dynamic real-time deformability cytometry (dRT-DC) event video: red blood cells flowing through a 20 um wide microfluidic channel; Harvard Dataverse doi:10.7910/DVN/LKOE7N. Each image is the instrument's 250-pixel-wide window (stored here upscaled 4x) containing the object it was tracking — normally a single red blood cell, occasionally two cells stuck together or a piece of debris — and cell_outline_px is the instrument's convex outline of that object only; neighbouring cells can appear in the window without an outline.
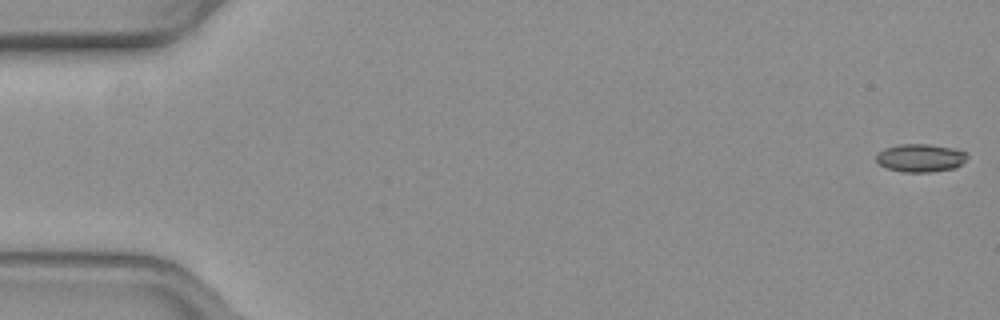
{"species": "common noctule bat (a hibernating species)", "species_latin": "Nyctalus noctula", "temperature_condition": "warm", "stored_images_in_passage": 53, "camera_frame_rate_fps": 3000, "um_per_image_px": 0.085, "animal": {"sex": "female", "body_mass_g": 19.3, "forearm_length_mm": 54.1}, "frame": {"image": 1, "passage_image": 1, "time_ms": 0.0, "image_size_px": [1000, 320], "cell_outline_px": [[968, 156], [956, 168], [928, 172], [904, 172], [888, 168], [880, 164], [876, 160], [876, 156], [884, 148], [900, 144], [928, 144], [952, 148], [964, 152]], "centroid_in_image_um": [78.22, 13.42], "position_along_channel_um": 6.8, "area_um2": 14.62}}
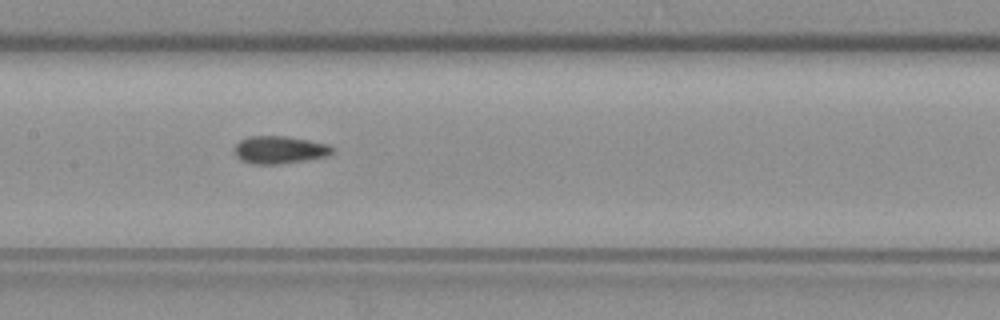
{"frame": {"image": 2, "passage_image": 27, "time_ms": 8.667, "image_size_px": [1000, 320], "cell_outline_px": [[336, 148], [328, 156], [280, 164], [252, 164], [240, 160], [236, 156], [236, 144], [240, 140], [248, 136], [284, 136], [308, 140], [328, 144]], "centroid_in_image_um": [23.77, 12.73], "position_along_channel_um": 183.6, "area_um2": 15.72}}
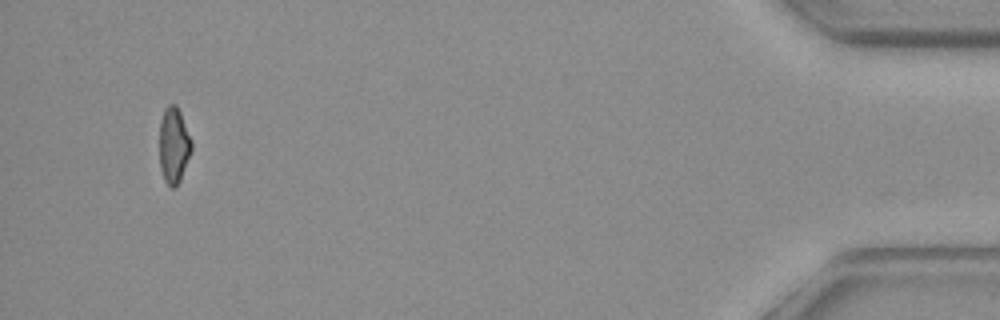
{"frame": {"image": 3, "passage_image": 52, "time_ms": 17.0, "image_size_px": [1000, 320], "cell_outline_px": [[192, 148], [180, 180], [176, 188], [172, 188], [164, 180], [160, 168], [160, 120], [164, 108], [168, 104], [176, 104], [180, 112], [192, 140]], "centroid_in_image_um": [14.76, 12.33], "position_along_channel_um": 420.4, "area_um2": 14.22}}